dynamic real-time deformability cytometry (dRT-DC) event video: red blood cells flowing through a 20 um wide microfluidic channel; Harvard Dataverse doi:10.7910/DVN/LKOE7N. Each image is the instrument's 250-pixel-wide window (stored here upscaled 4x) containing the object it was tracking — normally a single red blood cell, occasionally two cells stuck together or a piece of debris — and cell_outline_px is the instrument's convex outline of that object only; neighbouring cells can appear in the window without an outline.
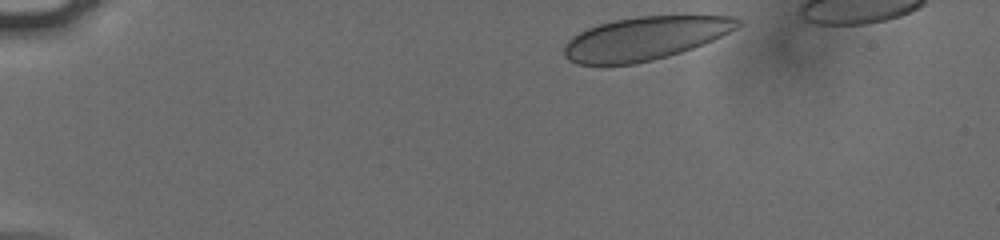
{"species": "human", "species_latin": "Homo sapiens", "temperature_condition": "cold", "stored_images_in_passage": 45, "camera_frame_rate_fps": 3000, "um_per_image_px": 0.085, "donor": {"sex": "male"}, "frame": {"image": 1, "passage_image": 1, "time_ms": 0.0, "image_size_px": [1000, 240], "cell_outline_px": [[744, 24], [712, 40], [692, 48], [668, 56], [652, 60], [632, 64], [576, 64], [568, 60], [564, 56], [564, 48], [568, 40], [580, 32], [588, 28], [612, 20], [636, 16], [684, 12], [732, 16], [744, 20]], "centroid_in_image_um": [54.93, 3.19], "position_along_channel_um": 30.1, "area_um2": 44.91}}
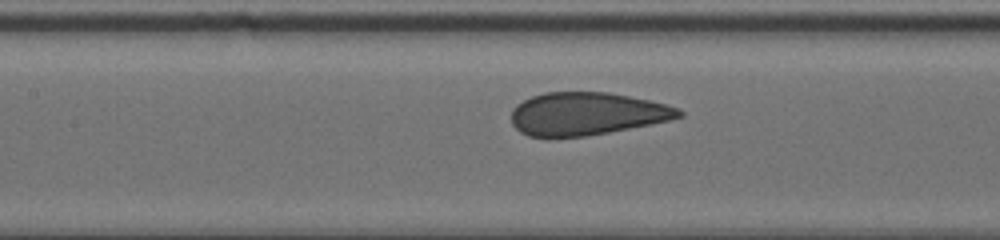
{"frame": {"image": 2, "passage_image": 18, "time_ms": 5.667, "image_size_px": [1000, 240], "cell_outline_px": [[684, 116], [668, 120], [608, 132], [584, 136], [528, 136], [520, 132], [512, 124], [512, 108], [516, 104], [532, 96], [544, 92], [608, 92], [648, 100], [680, 108], [684, 112]], "centroid_in_image_um": [49.85, 9.66], "position_along_channel_um": 157.5, "area_um2": 41.38}}
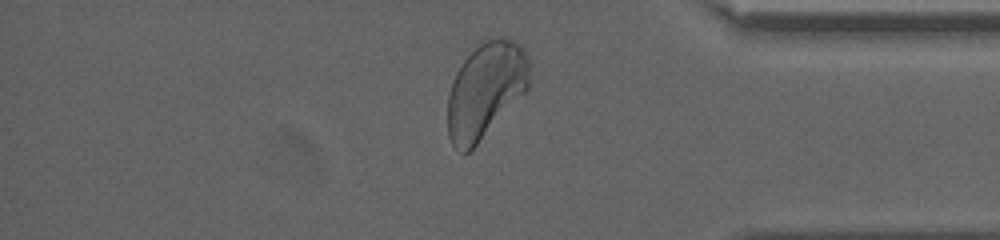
{"frame": {"image": 3, "passage_image": 38, "time_ms": 12.333, "image_size_px": [1000, 240], "cell_outline_px": [[528, 88], [476, 144], [468, 152], [464, 152], [452, 144], [448, 136], [448, 96], [452, 80], [456, 72], [476, 40], [496, 36], [500, 36], [512, 40], [520, 44], [524, 48], [528, 56]], "centroid_in_image_um": [41.25, 7.55], "position_along_channel_um": 394.0, "area_um2": 45.49}}